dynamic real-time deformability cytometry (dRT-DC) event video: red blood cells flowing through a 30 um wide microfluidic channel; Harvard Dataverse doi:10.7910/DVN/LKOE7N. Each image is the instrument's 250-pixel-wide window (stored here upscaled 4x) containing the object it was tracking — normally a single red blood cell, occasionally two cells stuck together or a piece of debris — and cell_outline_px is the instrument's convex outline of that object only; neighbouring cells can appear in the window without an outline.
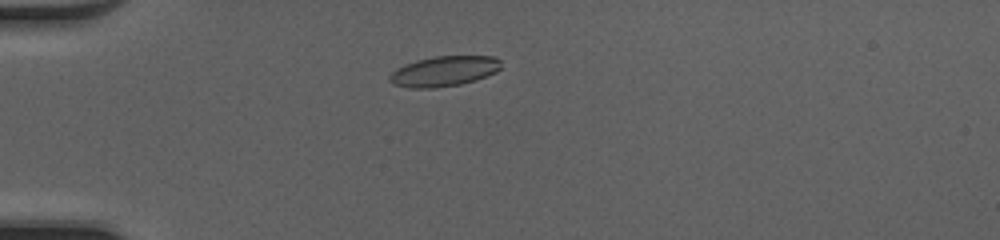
{"species": "common noctule bat (a hibernating species)", "species_latin": "Nyctalus noctula", "temperature_condition": "cold", "stored_images_in_passage": 43, "camera_frame_rate_fps": 3000, "um_per_image_px": 0.085, "animal": {"sex": "female", "body_mass_g": 20.0, "forearm_length_mm": 54.0}, "frame": {"image": 1, "passage_image": 8, "time_ms": 2.333, "image_size_px": [1000, 240], "cell_outline_px": [[500, 68], [496, 72], [476, 80], [460, 84], [432, 88], [408, 88], [396, 84], [388, 80], [388, 76], [396, 68], [404, 64], [416, 60], [436, 56], [496, 56], [500, 60]], "centroid_in_image_um": [37.73, 6.05], "position_along_channel_um": 47.3, "area_um2": 19.65}}
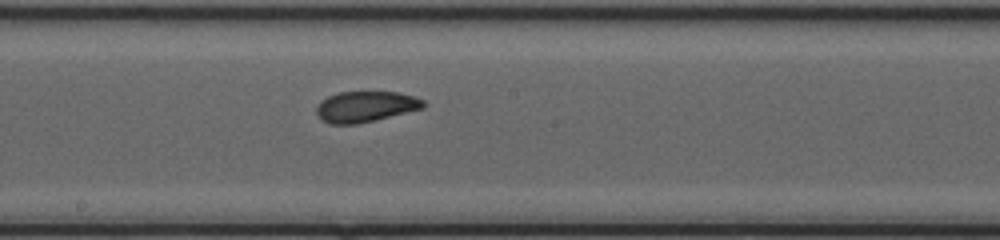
{"frame": {"image": 2, "passage_image": 22, "time_ms": 7.0, "image_size_px": [1000, 240], "cell_outline_px": [[428, 104], [424, 108], [376, 120], [356, 124], [328, 124], [320, 120], [316, 112], [316, 108], [320, 100], [328, 96], [340, 92], [400, 92], [424, 100]], "centroid_in_image_um": [31.07, 9.07], "position_along_channel_um": 217.1, "area_um2": 19.42}}
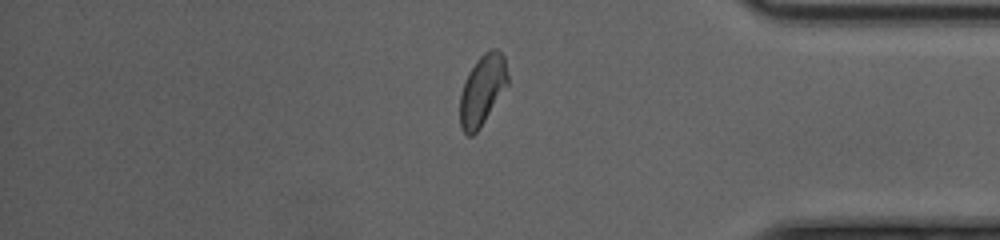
{"frame": {"image": 3, "passage_image": 36, "time_ms": 11.667, "image_size_px": [1000, 240], "cell_outline_px": [[508, 84], [480, 128], [472, 136], [468, 136], [460, 128], [460, 92], [468, 72], [476, 60], [484, 52], [492, 48], [496, 48], [504, 56], [508, 76]], "centroid_in_image_um": [40.99, 7.65], "position_along_channel_um": 394.2, "area_um2": 19.65}, "authors_computed_cell_mechanics": {"area_um2": 19.363, "velocity_mm_per_s": 4.2146, "shape_relaxation_time_tau1_ms": 3.641, "shape_relaxation_time_tau2_ms": 1.6522, "deformation_change_tau1": 0.1126, "deformation_change_tau2": 0.0653}}